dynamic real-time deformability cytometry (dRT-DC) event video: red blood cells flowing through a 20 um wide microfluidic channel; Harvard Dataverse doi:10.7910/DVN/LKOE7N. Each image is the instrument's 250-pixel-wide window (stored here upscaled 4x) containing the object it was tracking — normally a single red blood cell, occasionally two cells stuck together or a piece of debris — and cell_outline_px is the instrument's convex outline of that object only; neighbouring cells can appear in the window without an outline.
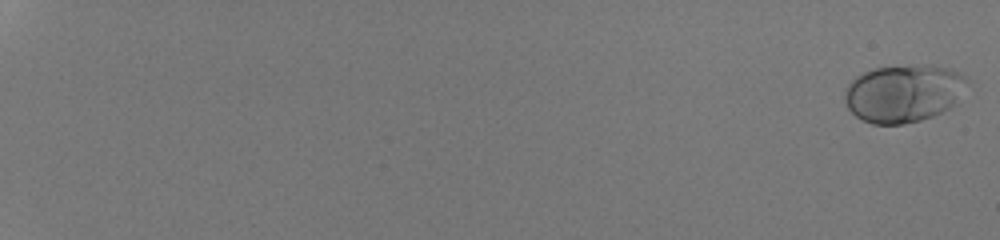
{"species": "human", "species_latin": "Homo sapiens", "temperature_condition": "room temperature", "stored_images_in_passage": 54, "camera_frame_rate_fps": 3000, "um_per_image_px": 0.085, "donor": {"sex": "male"}, "frame": {"image": 1, "passage_image": 1, "time_ms": 0.0, "image_size_px": [1000, 240], "cell_outline_px": [[968, 80], [952, 104], [948, 108], [932, 116], [920, 120], [904, 124], [872, 124], [856, 116], [848, 108], [844, 100], [844, 96], [848, 84], [856, 76], [872, 68], [924, 64], [948, 68], [964, 76]], "centroid_in_image_um": [76.74, 7.92], "position_along_channel_um": 8.3, "area_um2": 40.63}}
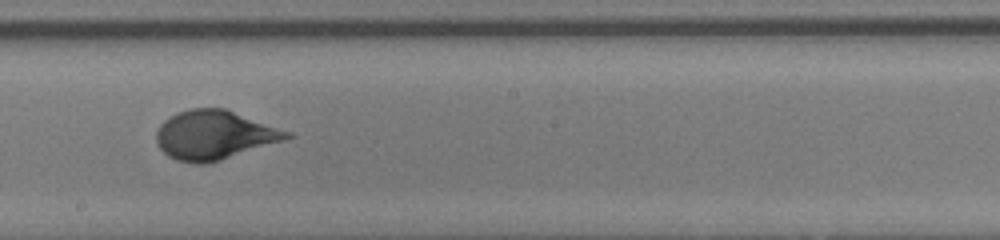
{"frame": {"image": 2, "passage_image": 36, "time_ms": 11.667, "image_size_px": [1000, 240], "cell_outline_px": [[296, 136], [220, 160], [204, 164], [196, 164], [176, 160], [168, 156], [156, 144], [156, 132], [160, 124], [168, 116], [176, 112], [188, 108], [224, 108], [292, 132]], "centroid_in_image_um": [18.19, 11.46], "position_along_channel_um": 230.0, "area_um2": 37.34}}
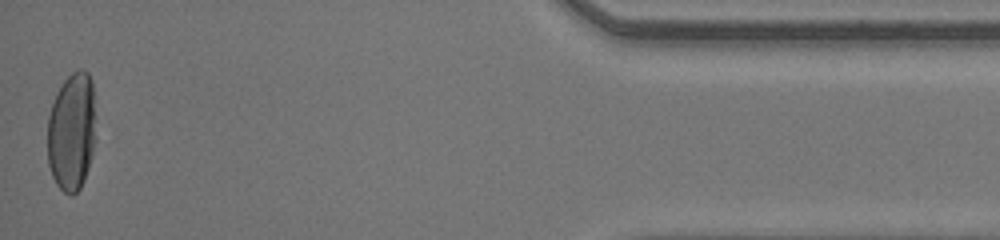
{"frame": {"image": 3, "passage_image": 54, "time_ms": 17.667, "image_size_px": [1000, 240], "cell_outline_px": [[96, 140], [92, 156], [84, 180], [80, 188], [72, 196], [64, 192], [56, 184], [52, 176], [48, 164], [48, 116], [56, 92], [64, 80], [72, 72], [80, 68], [88, 72], [92, 80], [96, 136]], "centroid_in_image_um": [6.11, 11.19], "position_along_channel_um": 429.1, "area_um2": 33.81}, "authors_computed_cell_mechanics": {"area_um2": 36.8764, "velocity_mm_per_s": 4.2416, "shape_relaxation_time_tau1_ms": 3.5563, "shape_relaxation_time_tau2_ms": null, "deformation_change_tau1": 0.1727, "deformation_change_tau2": null}}